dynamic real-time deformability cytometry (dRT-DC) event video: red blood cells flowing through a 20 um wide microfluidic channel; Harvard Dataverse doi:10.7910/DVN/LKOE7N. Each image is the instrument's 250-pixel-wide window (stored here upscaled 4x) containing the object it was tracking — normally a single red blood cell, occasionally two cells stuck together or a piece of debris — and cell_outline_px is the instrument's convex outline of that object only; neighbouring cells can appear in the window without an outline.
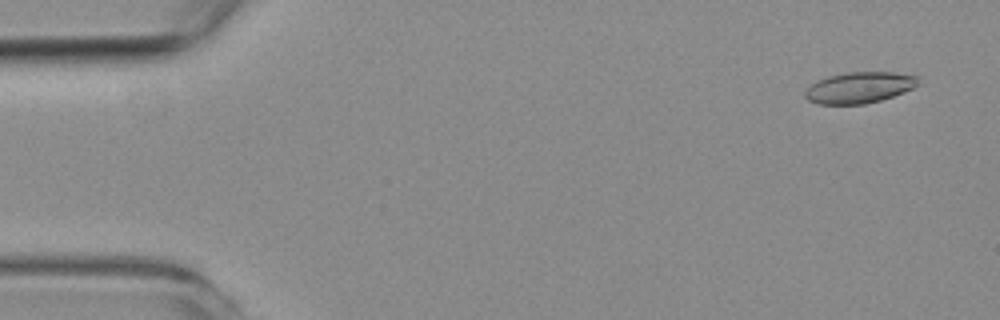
{"species": "common noctule bat (a hibernating species)", "species_latin": "Nyctalus noctula", "temperature_condition": "room temperature", "stored_images_in_passage": 10, "camera_frame_rate_fps": 3000, "um_per_image_px": 0.085, "animal": {"sex": "female", "body_mass_g": 19.3, "forearm_length_mm": 54.1}, "frame": {"image": 1, "passage_image": 2, "time_ms": 0.333, "image_size_px": [1000, 320], "cell_outline_px": [[920, 84], [904, 92], [880, 100], [864, 104], [816, 104], [808, 100], [804, 96], [804, 92], [816, 80], [828, 76], [848, 72], [892, 72], [916, 76]], "centroid_in_image_um": [73.02, 7.44], "position_along_channel_um": 12.0, "area_um2": 20.46}}